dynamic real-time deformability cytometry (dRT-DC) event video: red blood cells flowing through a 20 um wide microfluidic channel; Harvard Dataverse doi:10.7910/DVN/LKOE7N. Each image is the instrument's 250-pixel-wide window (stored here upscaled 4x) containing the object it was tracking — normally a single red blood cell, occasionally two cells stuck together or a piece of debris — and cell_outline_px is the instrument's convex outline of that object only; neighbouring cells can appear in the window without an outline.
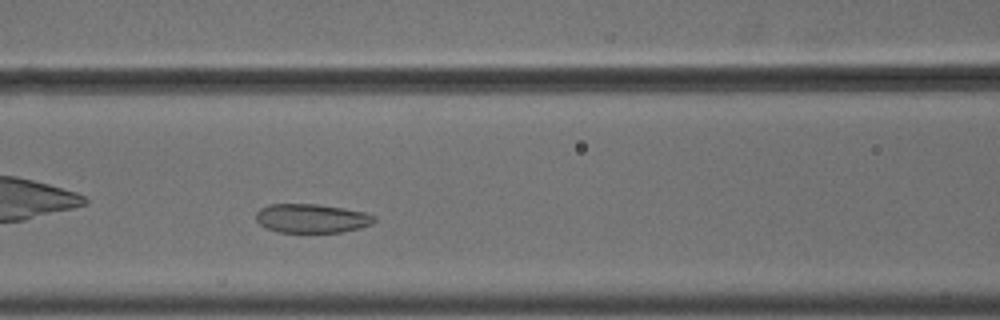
{"species": "common noctule bat (a hibernating species)", "species_latin": "Nyctalus noctula", "temperature_condition": "cold", "stored_images_in_passage": 40, "camera_frame_rate_fps": 3000, "um_per_image_px": 0.085, "animal": {"sex": "male", "body_mass_g": 18.8}, "frame": {"image": 1, "passage_image": 12, "time_ms": 3.667, "image_size_px": [1000, 320], "cell_outline_px": [[376, 220], [372, 224], [360, 228], [340, 232], [280, 232], [268, 228], [260, 224], [256, 220], [256, 212], [260, 208], [268, 204], [316, 204], [344, 208], [364, 212], [376, 216]], "centroid_in_image_um": [26.5, 18.55], "position_along_channel_um": 140.1, "area_um2": 19.94}}
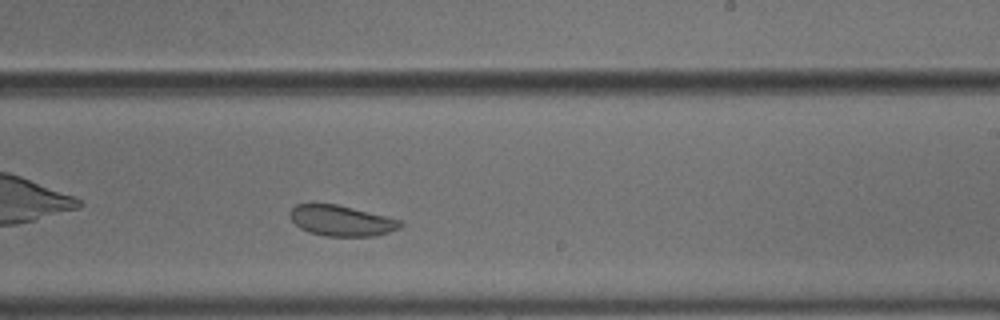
{"frame": {"image": 2, "passage_image": 22, "time_ms": 7.0, "image_size_px": [1000, 320], "cell_outline_px": [[400, 228], [376, 236], [324, 236], [308, 232], [300, 228], [292, 220], [288, 212], [296, 204], [336, 204], [400, 220]], "centroid_in_image_um": [28.96, 18.77], "position_along_channel_um": 260.0, "area_um2": 19.42}}
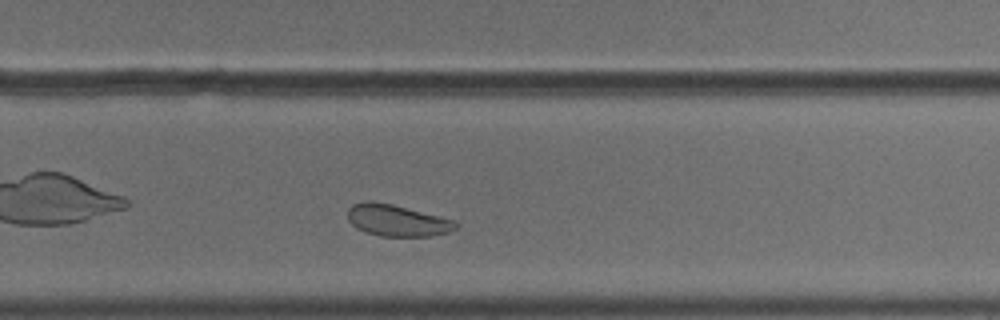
{"frame": {"image": 3, "passage_image": 25, "time_ms": 8.0, "image_size_px": [1000, 320], "cell_outline_px": [[460, 224], [456, 228], [448, 232], [432, 236], [380, 236], [356, 228], [348, 220], [348, 208], [352, 204], [368, 200], [372, 200], [392, 204], [440, 216], [452, 220]], "centroid_in_image_um": [33.73, 18.72], "position_along_channel_um": 296.1, "area_um2": 19.88}, "authors_computed_cell_mechanics": {"area_um2": 20.8658, "velocity_mm_per_s": 3.6029, "shape_relaxation_time_tau1_ms": 2.4574, "shape_relaxation_time_tau2_ms": null, "deformation_change_tau1": 0.0589, "deformation_change_tau2": null}}